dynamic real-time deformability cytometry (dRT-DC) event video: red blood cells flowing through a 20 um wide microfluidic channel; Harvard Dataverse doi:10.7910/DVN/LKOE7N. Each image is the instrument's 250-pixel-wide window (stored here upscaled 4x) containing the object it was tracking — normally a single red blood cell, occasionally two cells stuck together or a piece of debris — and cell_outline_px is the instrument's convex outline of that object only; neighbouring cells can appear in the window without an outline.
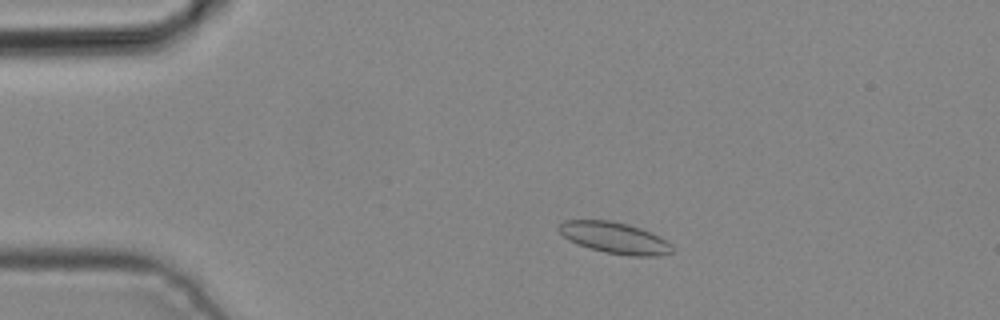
{"species": "common noctule bat (a hibernating species)", "species_latin": "Nyctalus noctula", "temperature_condition": "cold", "stored_images_in_passage": 4, "camera_frame_rate_fps": 3000, "um_per_image_px": 0.085, "animal": {"sex": "male", "body_mass_g": 19.2, "forearm_length_mm": 51.8}, "frame": {"image": 1, "passage_image": 3, "time_ms": 0.667, "image_size_px": [1000, 320], "cell_outline_px": [[672, 252], [660, 256], [632, 256], [604, 252], [568, 240], [556, 228], [564, 220], [608, 220], [628, 224], [652, 232], [660, 236], [672, 244]], "centroid_in_image_um": [52.27, 20.21], "position_along_channel_um": 32.7, "area_um2": 20.63}}